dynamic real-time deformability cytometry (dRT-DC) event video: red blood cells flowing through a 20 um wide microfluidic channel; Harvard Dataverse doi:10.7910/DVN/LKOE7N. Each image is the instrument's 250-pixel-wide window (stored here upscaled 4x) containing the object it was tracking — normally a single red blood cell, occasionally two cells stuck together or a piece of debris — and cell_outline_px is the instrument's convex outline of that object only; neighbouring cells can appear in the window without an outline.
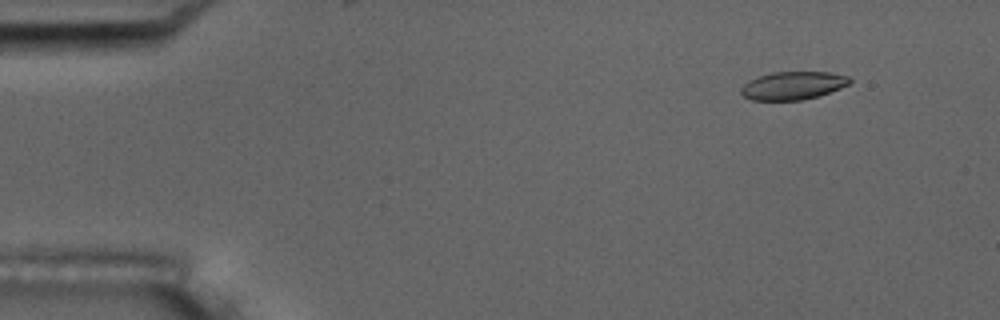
{"species": "common noctule bat (a hibernating species)", "species_latin": "Nyctalus noctula", "temperature_condition": "room temperature", "stored_images_in_passage": 55, "camera_frame_rate_fps": 3000, "um_per_image_px": 0.085, "animal": {"sex": "male", "body_mass_g": 17.5, "forearm_length_mm": 52.3}, "frame": {"image": 1, "passage_image": 6, "time_ms": 1.667, "image_size_px": [1000, 320], "cell_outline_px": [[852, 80], [848, 84], [840, 88], [820, 96], [800, 100], [752, 100], [744, 96], [740, 92], [740, 88], [744, 84], [760, 76], [772, 72], [828, 72], [848, 76]], "centroid_in_image_um": [67.41, 7.28], "position_along_channel_um": 17.6, "area_um2": 17.63}}
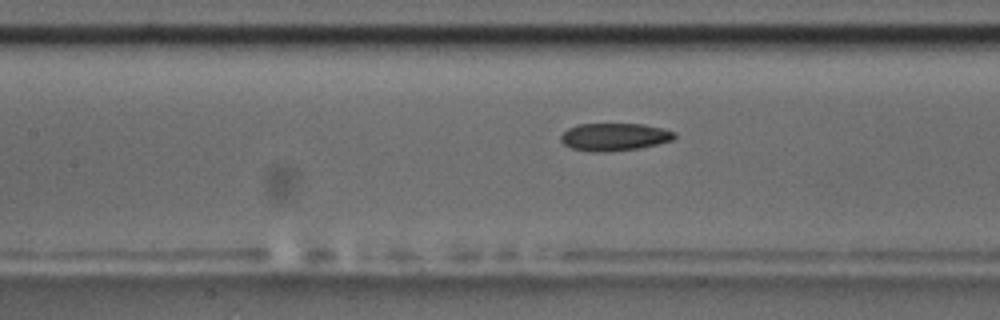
{"frame": {"image": 2, "passage_image": 25, "time_ms": 8.0, "image_size_px": [1000, 320], "cell_outline_px": [[676, 136], [672, 140], [640, 148], [608, 152], [588, 152], [572, 148], [564, 144], [560, 140], [560, 136], [568, 128], [576, 124], [644, 124], [676, 132]], "centroid_in_image_um": [52.19, 11.64], "position_along_channel_um": 155.2, "area_um2": 18.38}}
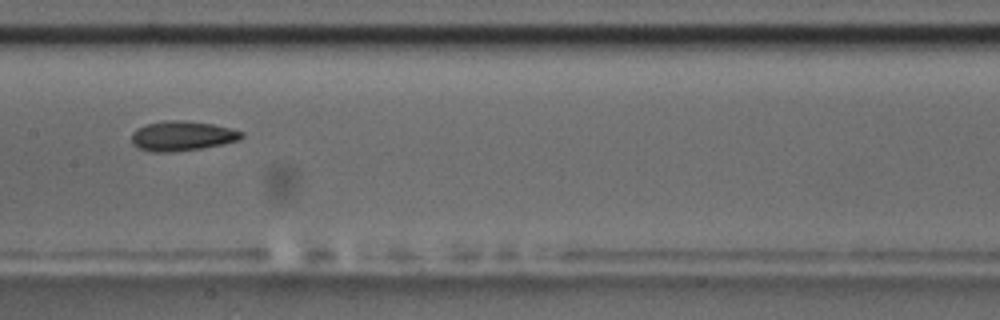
{"frame": {"image": 3, "passage_image": 28, "time_ms": 9.0, "image_size_px": [1000, 320], "cell_outline_px": [[244, 136], [240, 140], [224, 144], [200, 148], [172, 152], [152, 152], [136, 148], [132, 144], [132, 132], [136, 128], [144, 124], [164, 120], [180, 120], [212, 124], [244, 132]], "centroid_in_image_um": [15.44, 11.56], "position_along_channel_um": 192.0, "area_um2": 19.25}, "authors_computed_cell_mechanics": {"area_um2": 18.7272, "velocity_mm_per_s": 3.7067, "shape_relaxation_time_tau1_ms": 3.8125, "shape_relaxation_time_tau2_ms": 5.246, "deformation_change_tau1": 0.1247, "deformation_change_tau2": 0.1242}}